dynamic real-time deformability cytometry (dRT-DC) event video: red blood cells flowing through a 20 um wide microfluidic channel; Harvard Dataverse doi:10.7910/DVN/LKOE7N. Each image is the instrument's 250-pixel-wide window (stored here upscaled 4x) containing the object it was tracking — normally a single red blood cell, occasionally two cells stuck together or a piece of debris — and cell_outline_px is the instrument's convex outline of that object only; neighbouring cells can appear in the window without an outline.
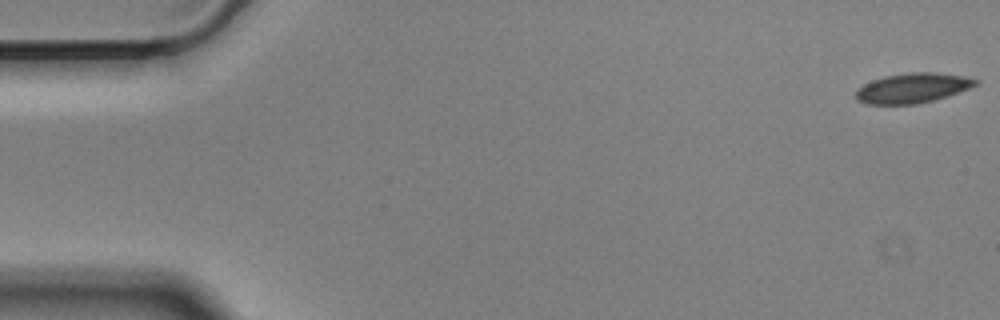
{"species": "Egyptian fruit bat (a non-hibernating species)", "species_latin": "Rousettus aegyptiacus", "temperature_condition": "cold", "stored_images_in_passage": 57, "camera_frame_rate_fps": 3000, "um_per_image_px": 0.085, "animal": {"sex": "male"}, "frame": {"image": 1, "passage_image": 1, "time_ms": 0.0, "image_size_px": [1000, 320], "cell_outline_px": [[980, 84], [948, 96], [916, 104], [868, 104], [856, 100], [856, 88], [872, 80], [884, 76], [908, 72], [936, 72], [964, 76], [980, 80]], "centroid_in_image_um": [77.58, 7.47], "position_along_channel_um": 7.4, "area_um2": 20.98}}
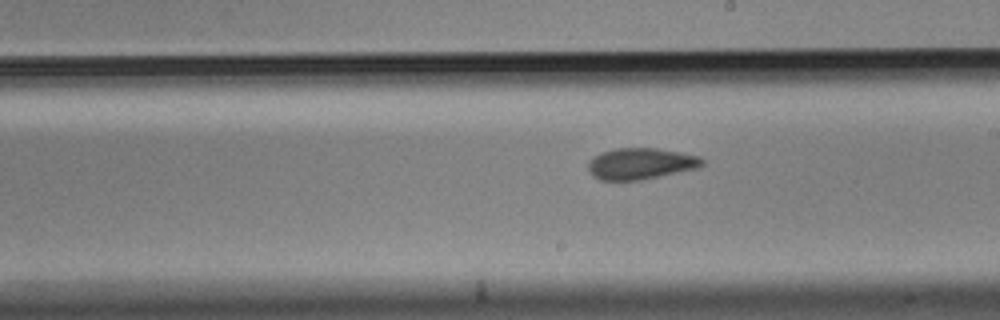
{"frame": {"image": 2, "passage_image": 32, "time_ms": 10.333, "image_size_px": [1000, 320], "cell_outline_px": [[704, 164], [700, 168], [640, 180], [600, 180], [592, 176], [588, 172], [588, 160], [592, 156], [600, 152], [616, 148], [656, 148], [680, 152], [700, 156], [704, 160]], "centroid_in_image_um": [54.44, 13.91], "position_along_channel_um": 234.6, "area_um2": 21.15}}
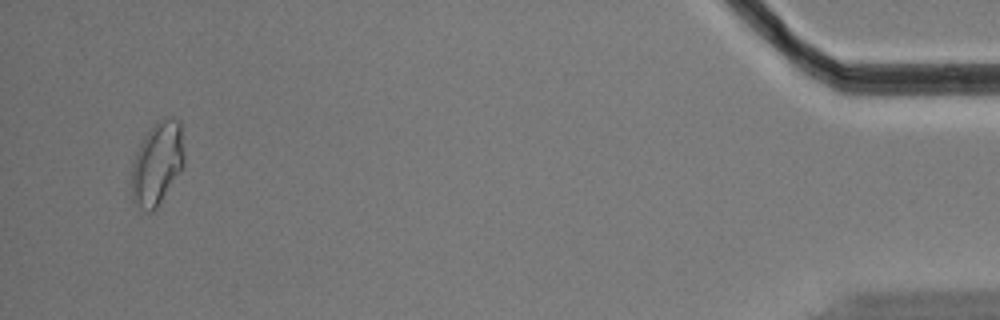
{"frame": {"image": 3, "passage_image": 55, "time_ms": 18.0, "image_size_px": [1000, 320], "cell_outline_px": [[184, 168], [160, 204], [152, 212], [148, 212], [140, 208], [132, 200], [132, 164], [136, 152], [144, 136], [156, 120], [172, 116], [180, 120], [184, 152]], "centroid_in_image_um": [13.39, 13.88], "position_along_channel_um": 421.8, "area_um2": 25.95}, "authors_computed_cell_mechanics": {"area_um2": 21.386, "velocity_mm_per_s": 3.4922, "shape_relaxation_time_tau1_ms": null, "shape_relaxation_time_tau2_ms": 2.0059, "deformation_change_tau1": null, "deformation_change_tau2": 0.0572}}